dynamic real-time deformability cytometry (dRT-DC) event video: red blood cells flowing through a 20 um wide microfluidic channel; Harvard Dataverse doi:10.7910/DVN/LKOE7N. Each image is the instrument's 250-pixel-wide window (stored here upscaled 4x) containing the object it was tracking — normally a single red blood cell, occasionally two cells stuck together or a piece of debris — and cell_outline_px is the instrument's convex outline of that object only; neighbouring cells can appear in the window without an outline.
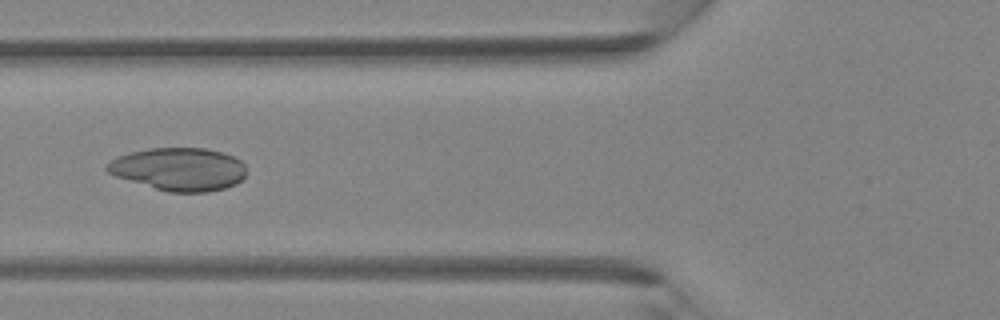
{"species": "Egyptian fruit bat (a non-hibernating species)", "species_latin": "Rousettus aegyptiacus", "temperature_condition": "room temperature", "stored_images_in_passage": 40, "camera_frame_rate_fps": 3000, "um_per_image_px": 0.085, "animal": {"sex": "female"}, "frame": {"image": 1, "passage_image": 15, "time_ms": 4.667, "image_size_px": [1000, 320], "cell_outline_px": [[244, 176], [236, 184], [224, 188], [208, 192], [168, 192], [116, 176], [108, 172], [104, 168], [104, 164], [108, 160], [116, 156], [128, 152], [148, 148], [204, 148], [220, 152], [232, 156], [240, 160], [244, 164]], "centroid_in_image_um": [15.15, 14.37], "position_along_channel_um": 110.7, "area_um2": 34.85}}
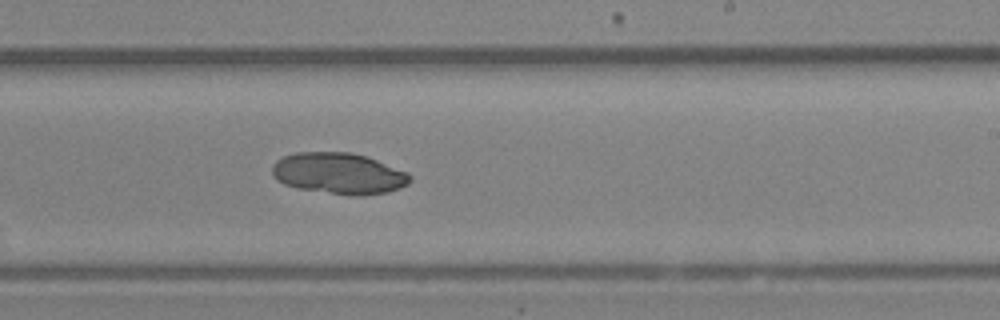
{"frame": {"image": 2, "passage_image": 24, "time_ms": 7.667, "image_size_px": [1000, 320], "cell_outline_px": [[412, 180], [408, 184], [400, 188], [388, 192], [360, 196], [352, 196], [296, 188], [284, 184], [276, 180], [272, 176], [272, 164], [276, 160], [284, 156], [296, 152], [352, 152], [376, 160], [408, 172], [412, 176]], "centroid_in_image_um": [28.79, 14.75], "position_along_channel_um": 260.2, "area_um2": 33.41}}
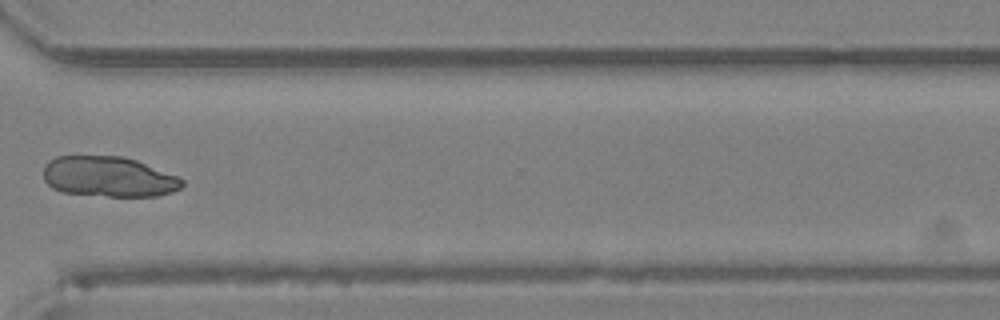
{"frame": {"image": 3, "passage_image": 30, "time_ms": 9.667, "image_size_px": [1000, 320], "cell_outline_px": [[184, 184], [180, 188], [172, 192], [160, 196], [108, 196], [60, 192], [52, 188], [44, 180], [44, 164], [48, 160], [56, 156], [124, 156], [136, 160], [176, 176], [184, 180]], "centroid_in_image_um": [9.2, 15.02], "position_along_channel_um": 361.4, "area_um2": 32.71}}